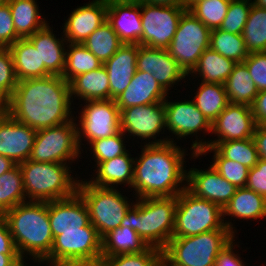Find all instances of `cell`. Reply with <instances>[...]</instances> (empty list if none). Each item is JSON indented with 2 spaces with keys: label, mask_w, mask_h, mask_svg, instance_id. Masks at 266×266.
Masks as SVG:
<instances>
[{
  "label": "cell",
  "mask_w": 266,
  "mask_h": 266,
  "mask_svg": "<svg viewBox=\"0 0 266 266\" xmlns=\"http://www.w3.org/2000/svg\"><path fill=\"white\" fill-rule=\"evenodd\" d=\"M173 140L167 137L142 146L140 157L135 158L132 182L138 198L178 196L186 189L182 183L187 179V154Z\"/></svg>",
  "instance_id": "7a4b0ae2"
},
{
  "label": "cell",
  "mask_w": 266,
  "mask_h": 266,
  "mask_svg": "<svg viewBox=\"0 0 266 266\" xmlns=\"http://www.w3.org/2000/svg\"><path fill=\"white\" fill-rule=\"evenodd\" d=\"M258 91L266 90V52H252L243 61Z\"/></svg>",
  "instance_id": "7dc6e473"
},
{
  "label": "cell",
  "mask_w": 266,
  "mask_h": 266,
  "mask_svg": "<svg viewBox=\"0 0 266 266\" xmlns=\"http://www.w3.org/2000/svg\"><path fill=\"white\" fill-rule=\"evenodd\" d=\"M245 187L266 199V160L259 158L257 164L249 169Z\"/></svg>",
  "instance_id": "681fc988"
},
{
  "label": "cell",
  "mask_w": 266,
  "mask_h": 266,
  "mask_svg": "<svg viewBox=\"0 0 266 266\" xmlns=\"http://www.w3.org/2000/svg\"><path fill=\"white\" fill-rule=\"evenodd\" d=\"M6 47L3 45V44H1L0 43V52L2 51V50H4Z\"/></svg>",
  "instance_id": "be15d7a7"
},
{
  "label": "cell",
  "mask_w": 266,
  "mask_h": 266,
  "mask_svg": "<svg viewBox=\"0 0 266 266\" xmlns=\"http://www.w3.org/2000/svg\"><path fill=\"white\" fill-rule=\"evenodd\" d=\"M251 110L257 125H266V90L256 95Z\"/></svg>",
  "instance_id": "f5cc1de1"
},
{
  "label": "cell",
  "mask_w": 266,
  "mask_h": 266,
  "mask_svg": "<svg viewBox=\"0 0 266 266\" xmlns=\"http://www.w3.org/2000/svg\"><path fill=\"white\" fill-rule=\"evenodd\" d=\"M19 255H31L34 262L44 263L50 254L54 237L48 217V202L26 201L3 215ZM26 255H25V254ZM25 255V256H24Z\"/></svg>",
  "instance_id": "3957f363"
},
{
  "label": "cell",
  "mask_w": 266,
  "mask_h": 266,
  "mask_svg": "<svg viewBox=\"0 0 266 266\" xmlns=\"http://www.w3.org/2000/svg\"><path fill=\"white\" fill-rule=\"evenodd\" d=\"M65 68L62 77L70 82L79 74L93 71L103 66L102 62L84 45L68 43L66 46Z\"/></svg>",
  "instance_id": "e575fe53"
},
{
  "label": "cell",
  "mask_w": 266,
  "mask_h": 266,
  "mask_svg": "<svg viewBox=\"0 0 266 266\" xmlns=\"http://www.w3.org/2000/svg\"><path fill=\"white\" fill-rule=\"evenodd\" d=\"M16 164L8 157L0 155V176L12 169Z\"/></svg>",
  "instance_id": "6f0895ef"
},
{
  "label": "cell",
  "mask_w": 266,
  "mask_h": 266,
  "mask_svg": "<svg viewBox=\"0 0 266 266\" xmlns=\"http://www.w3.org/2000/svg\"><path fill=\"white\" fill-rule=\"evenodd\" d=\"M102 257V239L90 223L80 230L61 231L43 260L50 266H96Z\"/></svg>",
  "instance_id": "52a82bcc"
},
{
  "label": "cell",
  "mask_w": 266,
  "mask_h": 266,
  "mask_svg": "<svg viewBox=\"0 0 266 266\" xmlns=\"http://www.w3.org/2000/svg\"><path fill=\"white\" fill-rule=\"evenodd\" d=\"M129 151L111 160L97 164L96 177L88 182L97 187L115 188L127 184L132 188L135 159L130 157ZM116 185V186H115Z\"/></svg>",
  "instance_id": "484cf974"
},
{
  "label": "cell",
  "mask_w": 266,
  "mask_h": 266,
  "mask_svg": "<svg viewBox=\"0 0 266 266\" xmlns=\"http://www.w3.org/2000/svg\"><path fill=\"white\" fill-rule=\"evenodd\" d=\"M235 242L228 244L224 250L218 255L215 266H245L239 254H235L233 249ZM234 245V246H233Z\"/></svg>",
  "instance_id": "816d5d0a"
},
{
  "label": "cell",
  "mask_w": 266,
  "mask_h": 266,
  "mask_svg": "<svg viewBox=\"0 0 266 266\" xmlns=\"http://www.w3.org/2000/svg\"><path fill=\"white\" fill-rule=\"evenodd\" d=\"M238 219H266V199L246 187L237 188L230 202L223 209V216Z\"/></svg>",
  "instance_id": "f1b7e54d"
},
{
  "label": "cell",
  "mask_w": 266,
  "mask_h": 266,
  "mask_svg": "<svg viewBox=\"0 0 266 266\" xmlns=\"http://www.w3.org/2000/svg\"><path fill=\"white\" fill-rule=\"evenodd\" d=\"M214 153L212 167L228 182L233 184L236 188H243L246 186L249 169L247 166L231 159L224 158L214 147H205L200 155H205L207 152Z\"/></svg>",
  "instance_id": "60d3db41"
},
{
  "label": "cell",
  "mask_w": 266,
  "mask_h": 266,
  "mask_svg": "<svg viewBox=\"0 0 266 266\" xmlns=\"http://www.w3.org/2000/svg\"><path fill=\"white\" fill-rule=\"evenodd\" d=\"M224 86L228 101L231 104H245L251 106L256 95L259 93L247 66L243 62L237 63L234 66Z\"/></svg>",
  "instance_id": "d6a6232c"
},
{
  "label": "cell",
  "mask_w": 266,
  "mask_h": 266,
  "mask_svg": "<svg viewBox=\"0 0 266 266\" xmlns=\"http://www.w3.org/2000/svg\"><path fill=\"white\" fill-rule=\"evenodd\" d=\"M186 189L194 196L219 205L222 209L230 202L237 188L223 178L211 165L204 171H187Z\"/></svg>",
  "instance_id": "ac0fdd59"
},
{
  "label": "cell",
  "mask_w": 266,
  "mask_h": 266,
  "mask_svg": "<svg viewBox=\"0 0 266 266\" xmlns=\"http://www.w3.org/2000/svg\"><path fill=\"white\" fill-rule=\"evenodd\" d=\"M107 20V0H93L74 9L64 23L63 33L68 43L82 44Z\"/></svg>",
  "instance_id": "44dd1931"
},
{
  "label": "cell",
  "mask_w": 266,
  "mask_h": 266,
  "mask_svg": "<svg viewBox=\"0 0 266 266\" xmlns=\"http://www.w3.org/2000/svg\"><path fill=\"white\" fill-rule=\"evenodd\" d=\"M136 70L152 74L167 93L172 85H176L187 76L167 49L139 44Z\"/></svg>",
  "instance_id": "e0dca14e"
},
{
  "label": "cell",
  "mask_w": 266,
  "mask_h": 266,
  "mask_svg": "<svg viewBox=\"0 0 266 266\" xmlns=\"http://www.w3.org/2000/svg\"><path fill=\"white\" fill-rule=\"evenodd\" d=\"M74 120L37 130L29 160L69 164L67 160L71 162L80 157L82 149L78 144L77 122Z\"/></svg>",
  "instance_id": "8fae6325"
},
{
  "label": "cell",
  "mask_w": 266,
  "mask_h": 266,
  "mask_svg": "<svg viewBox=\"0 0 266 266\" xmlns=\"http://www.w3.org/2000/svg\"><path fill=\"white\" fill-rule=\"evenodd\" d=\"M186 10V7L140 2L143 32L138 44L167 49Z\"/></svg>",
  "instance_id": "4fadbf2b"
},
{
  "label": "cell",
  "mask_w": 266,
  "mask_h": 266,
  "mask_svg": "<svg viewBox=\"0 0 266 266\" xmlns=\"http://www.w3.org/2000/svg\"><path fill=\"white\" fill-rule=\"evenodd\" d=\"M10 0H0V5L7 4Z\"/></svg>",
  "instance_id": "6125c7cd"
},
{
  "label": "cell",
  "mask_w": 266,
  "mask_h": 266,
  "mask_svg": "<svg viewBox=\"0 0 266 266\" xmlns=\"http://www.w3.org/2000/svg\"><path fill=\"white\" fill-rule=\"evenodd\" d=\"M231 0H204L194 4L189 11L210 30L218 29L225 18Z\"/></svg>",
  "instance_id": "b9f144b4"
},
{
  "label": "cell",
  "mask_w": 266,
  "mask_h": 266,
  "mask_svg": "<svg viewBox=\"0 0 266 266\" xmlns=\"http://www.w3.org/2000/svg\"><path fill=\"white\" fill-rule=\"evenodd\" d=\"M18 39L9 4L0 5V43L8 48Z\"/></svg>",
  "instance_id": "c3c4849f"
},
{
  "label": "cell",
  "mask_w": 266,
  "mask_h": 266,
  "mask_svg": "<svg viewBox=\"0 0 266 266\" xmlns=\"http://www.w3.org/2000/svg\"><path fill=\"white\" fill-rule=\"evenodd\" d=\"M120 192L115 188L97 187L87 180H79L77 193L85 201L90 222L101 238L120 227L127 211L133 205Z\"/></svg>",
  "instance_id": "9c48e42d"
},
{
  "label": "cell",
  "mask_w": 266,
  "mask_h": 266,
  "mask_svg": "<svg viewBox=\"0 0 266 266\" xmlns=\"http://www.w3.org/2000/svg\"><path fill=\"white\" fill-rule=\"evenodd\" d=\"M210 33L211 30L189 10L182 14L167 51L187 77L202 53L210 47Z\"/></svg>",
  "instance_id": "30bf717a"
},
{
  "label": "cell",
  "mask_w": 266,
  "mask_h": 266,
  "mask_svg": "<svg viewBox=\"0 0 266 266\" xmlns=\"http://www.w3.org/2000/svg\"><path fill=\"white\" fill-rule=\"evenodd\" d=\"M199 1H204V0H187L186 9L189 10L194 4L198 3Z\"/></svg>",
  "instance_id": "94428289"
},
{
  "label": "cell",
  "mask_w": 266,
  "mask_h": 266,
  "mask_svg": "<svg viewBox=\"0 0 266 266\" xmlns=\"http://www.w3.org/2000/svg\"><path fill=\"white\" fill-rule=\"evenodd\" d=\"M18 81L52 75L40 62L39 51L28 38H20L8 47Z\"/></svg>",
  "instance_id": "4316f807"
},
{
  "label": "cell",
  "mask_w": 266,
  "mask_h": 266,
  "mask_svg": "<svg viewBox=\"0 0 266 266\" xmlns=\"http://www.w3.org/2000/svg\"><path fill=\"white\" fill-rule=\"evenodd\" d=\"M48 217L54 238L61 231L80 230L91 223L86 203L78 193L66 199L48 201Z\"/></svg>",
  "instance_id": "7402d4cb"
},
{
  "label": "cell",
  "mask_w": 266,
  "mask_h": 266,
  "mask_svg": "<svg viewBox=\"0 0 266 266\" xmlns=\"http://www.w3.org/2000/svg\"><path fill=\"white\" fill-rule=\"evenodd\" d=\"M70 165L27 160L19 164L24 192L29 201H54L77 193L79 180L71 174ZM70 168V170H69Z\"/></svg>",
  "instance_id": "5b68a950"
},
{
  "label": "cell",
  "mask_w": 266,
  "mask_h": 266,
  "mask_svg": "<svg viewBox=\"0 0 266 266\" xmlns=\"http://www.w3.org/2000/svg\"><path fill=\"white\" fill-rule=\"evenodd\" d=\"M214 148L224 157L248 168L258 162V152L253 138L218 142Z\"/></svg>",
  "instance_id": "ab89813d"
},
{
  "label": "cell",
  "mask_w": 266,
  "mask_h": 266,
  "mask_svg": "<svg viewBox=\"0 0 266 266\" xmlns=\"http://www.w3.org/2000/svg\"><path fill=\"white\" fill-rule=\"evenodd\" d=\"M37 130L0 110V155L19 165L29 159Z\"/></svg>",
  "instance_id": "2e32d148"
},
{
  "label": "cell",
  "mask_w": 266,
  "mask_h": 266,
  "mask_svg": "<svg viewBox=\"0 0 266 266\" xmlns=\"http://www.w3.org/2000/svg\"><path fill=\"white\" fill-rule=\"evenodd\" d=\"M82 45L104 64L118 51L123 43L106 20L104 24L86 38Z\"/></svg>",
  "instance_id": "d590c367"
},
{
  "label": "cell",
  "mask_w": 266,
  "mask_h": 266,
  "mask_svg": "<svg viewBox=\"0 0 266 266\" xmlns=\"http://www.w3.org/2000/svg\"><path fill=\"white\" fill-rule=\"evenodd\" d=\"M252 4H254L257 7L266 9V0H254Z\"/></svg>",
  "instance_id": "91938a15"
},
{
  "label": "cell",
  "mask_w": 266,
  "mask_h": 266,
  "mask_svg": "<svg viewBox=\"0 0 266 266\" xmlns=\"http://www.w3.org/2000/svg\"><path fill=\"white\" fill-rule=\"evenodd\" d=\"M253 139L257 148L258 157L266 160V125H257Z\"/></svg>",
  "instance_id": "db71d44e"
},
{
  "label": "cell",
  "mask_w": 266,
  "mask_h": 266,
  "mask_svg": "<svg viewBox=\"0 0 266 266\" xmlns=\"http://www.w3.org/2000/svg\"><path fill=\"white\" fill-rule=\"evenodd\" d=\"M138 44H123L103 66L108 72L110 99L122 94L136 72Z\"/></svg>",
  "instance_id": "cb8c5ba5"
},
{
  "label": "cell",
  "mask_w": 266,
  "mask_h": 266,
  "mask_svg": "<svg viewBox=\"0 0 266 266\" xmlns=\"http://www.w3.org/2000/svg\"><path fill=\"white\" fill-rule=\"evenodd\" d=\"M159 266H183L181 264L175 263L164 251H162Z\"/></svg>",
  "instance_id": "680465c9"
},
{
  "label": "cell",
  "mask_w": 266,
  "mask_h": 266,
  "mask_svg": "<svg viewBox=\"0 0 266 266\" xmlns=\"http://www.w3.org/2000/svg\"><path fill=\"white\" fill-rule=\"evenodd\" d=\"M107 22L123 44L140 42L143 27L138 0H107Z\"/></svg>",
  "instance_id": "d6986e66"
},
{
  "label": "cell",
  "mask_w": 266,
  "mask_h": 266,
  "mask_svg": "<svg viewBox=\"0 0 266 266\" xmlns=\"http://www.w3.org/2000/svg\"><path fill=\"white\" fill-rule=\"evenodd\" d=\"M162 251L150 246L142 253L102 256L96 266H159Z\"/></svg>",
  "instance_id": "7bdbcfd3"
},
{
  "label": "cell",
  "mask_w": 266,
  "mask_h": 266,
  "mask_svg": "<svg viewBox=\"0 0 266 266\" xmlns=\"http://www.w3.org/2000/svg\"><path fill=\"white\" fill-rule=\"evenodd\" d=\"M69 85L71 99L75 95L74 98L78 97L84 101L110 100L108 72L104 66L77 75L69 82Z\"/></svg>",
  "instance_id": "83f0119b"
},
{
  "label": "cell",
  "mask_w": 266,
  "mask_h": 266,
  "mask_svg": "<svg viewBox=\"0 0 266 266\" xmlns=\"http://www.w3.org/2000/svg\"><path fill=\"white\" fill-rule=\"evenodd\" d=\"M223 218V209L219 205L184 189L177 196L172 237H191L218 229H229L234 234L233 224L229 220L224 222Z\"/></svg>",
  "instance_id": "8992f818"
},
{
  "label": "cell",
  "mask_w": 266,
  "mask_h": 266,
  "mask_svg": "<svg viewBox=\"0 0 266 266\" xmlns=\"http://www.w3.org/2000/svg\"><path fill=\"white\" fill-rule=\"evenodd\" d=\"M37 51L40 62L52 74L62 76L65 68L66 49L68 42L65 38L57 39L49 23L28 37Z\"/></svg>",
  "instance_id": "d4e9b609"
},
{
  "label": "cell",
  "mask_w": 266,
  "mask_h": 266,
  "mask_svg": "<svg viewBox=\"0 0 266 266\" xmlns=\"http://www.w3.org/2000/svg\"><path fill=\"white\" fill-rule=\"evenodd\" d=\"M256 126L251 106L229 103L212 123L211 133L216 134L218 139L200 141L197 138L191 146V155L197 158L201 156V150L205 147H214L218 142L253 138Z\"/></svg>",
  "instance_id": "7c38bea8"
},
{
  "label": "cell",
  "mask_w": 266,
  "mask_h": 266,
  "mask_svg": "<svg viewBox=\"0 0 266 266\" xmlns=\"http://www.w3.org/2000/svg\"><path fill=\"white\" fill-rule=\"evenodd\" d=\"M198 88L192 101L203 115L213 123L229 104L225 86L224 84L201 81Z\"/></svg>",
  "instance_id": "836d02e7"
},
{
  "label": "cell",
  "mask_w": 266,
  "mask_h": 266,
  "mask_svg": "<svg viewBox=\"0 0 266 266\" xmlns=\"http://www.w3.org/2000/svg\"><path fill=\"white\" fill-rule=\"evenodd\" d=\"M236 64L235 61L225 58L209 47L199 57L191 73L200 75L202 82L224 84Z\"/></svg>",
  "instance_id": "1f68e13d"
},
{
  "label": "cell",
  "mask_w": 266,
  "mask_h": 266,
  "mask_svg": "<svg viewBox=\"0 0 266 266\" xmlns=\"http://www.w3.org/2000/svg\"><path fill=\"white\" fill-rule=\"evenodd\" d=\"M21 256H9L0 253V266H26Z\"/></svg>",
  "instance_id": "11a10c76"
},
{
  "label": "cell",
  "mask_w": 266,
  "mask_h": 266,
  "mask_svg": "<svg viewBox=\"0 0 266 266\" xmlns=\"http://www.w3.org/2000/svg\"><path fill=\"white\" fill-rule=\"evenodd\" d=\"M138 1L143 3H151L158 5L186 7L187 0H138Z\"/></svg>",
  "instance_id": "9f6ffc18"
},
{
  "label": "cell",
  "mask_w": 266,
  "mask_h": 266,
  "mask_svg": "<svg viewBox=\"0 0 266 266\" xmlns=\"http://www.w3.org/2000/svg\"><path fill=\"white\" fill-rule=\"evenodd\" d=\"M251 5L252 0H231L219 29L233 34H242Z\"/></svg>",
  "instance_id": "bcb514c9"
},
{
  "label": "cell",
  "mask_w": 266,
  "mask_h": 266,
  "mask_svg": "<svg viewBox=\"0 0 266 266\" xmlns=\"http://www.w3.org/2000/svg\"><path fill=\"white\" fill-rule=\"evenodd\" d=\"M0 253L9 256H20L3 216H0Z\"/></svg>",
  "instance_id": "f907efd6"
},
{
  "label": "cell",
  "mask_w": 266,
  "mask_h": 266,
  "mask_svg": "<svg viewBox=\"0 0 266 266\" xmlns=\"http://www.w3.org/2000/svg\"><path fill=\"white\" fill-rule=\"evenodd\" d=\"M242 35L249 53L266 52V9L251 5Z\"/></svg>",
  "instance_id": "74e56055"
},
{
  "label": "cell",
  "mask_w": 266,
  "mask_h": 266,
  "mask_svg": "<svg viewBox=\"0 0 266 266\" xmlns=\"http://www.w3.org/2000/svg\"><path fill=\"white\" fill-rule=\"evenodd\" d=\"M26 201L22 172L16 164L0 176V216Z\"/></svg>",
  "instance_id": "8d00e7d4"
},
{
  "label": "cell",
  "mask_w": 266,
  "mask_h": 266,
  "mask_svg": "<svg viewBox=\"0 0 266 266\" xmlns=\"http://www.w3.org/2000/svg\"><path fill=\"white\" fill-rule=\"evenodd\" d=\"M177 196L137 198L120 227L135 230L144 241L163 250L173 236Z\"/></svg>",
  "instance_id": "277c9868"
},
{
  "label": "cell",
  "mask_w": 266,
  "mask_h": 266,
  "mask_svg": "<svg viewBox=\"0 0 266 266\" xmlns=\"http://www.w3.org/2000/svg\"><path fill=\"white\" fill-rule=\"evenodd\" d=\"M124 135L125 134L120 131L111 137L94 140L89 144L91 145L96 165L100 162L121 156L128 151L125 146Z\"/></svg>",
  "instance_id": "f6af8a7d"
},
{
  "label": "cell",
  "mask_w": 266,
  "mask_h": 266,
  "mask_svg": "<svg viewBox=\"0 0 266 266\" xmlns=\"http://www.w3.org/2000/svg\"><path fill=\"white\" fill-rule=\"evenodd\" d=\"M166 111V129L181 139L197 135L199 131H212V123L203 115L192 100L164 101Z\"/></svg>",
  "instance_id": "ffe728a7"
},
{
  "label": "cell",
  "mask_w": 266,
  "mask_h": 266,
  "mask_svg": "<svg viewBox=\"0 0 266 266\" xmlns=\"http://www.w3.org/2000/svg\"><path fill=\"white\" fill-rule=\"evenodd\" d=\"M77 125L78 144L84 145L83 138L89 144L98 139L111 137L120 129V109L115 100L85 101ZM81 127V128H80ZM82 138V139H81Z\"/></svg>",
  "instance_id": "5bb4252c"
},
{
  "label": "cell",
  "mask_w": 266,
  "mask_h": 266,
  "mask_svg": "<svg viewBox=\"0 0 266 266\" xmlns=\"http://www.w3.org/2000/svg\"><path fill=\"white\" fill-rule=\"evenodd\" d=\"M210 48L236 63H242L249 55L242 34L229 33L219 28L211 30Z\"/></svg>",
  "instance_id": "f35d334b"
},
{
  "label": "cell",
  "mask_w": 266,
  "mask_h": 266,
  "mask_svg": "<svg viewBox=\"0 0 266 266\" xmlns=\"http://www.w3.org/2000/svg\"><path fill=\"white\" fill-rule=\"evenodd\" d=\"M167 94L152 74L136 70L131 83L115 102L118 108L123 110L131 106L165 101L169 97Z\"/></svg>",
  "instance_id": "603a6c76"
},
{
  "label": "cell",
  "mask_w": 266,
  "mask_h": 266,
  "mask_svg": "<svg viewBox=\"0 0 266 266\" xmlns=\"http://www.w3.org/2000/svg\"><path fill=\"white\" fill-rule=\"evenodd\" d=\"M120 129L137 139H156V134L166 129L164 101L120 110Z\"/></svg>",
  "instance_id": "9a60e30c"
},
{
  "label": "cell",
  "mask_w": 266,
  "mask_h": 266,
  "mask_svg": "<svg viewBox=\"0 0 266 266\" xmlns=\"http://www.w3.org/2000/svg\"><path fill=\"white\" fill-rule=\"evenodd\" d=\"M102 256L142 253L150 246L132 228L117 227L102 238Z\"/></svg>",
  "instance_id": "4dcf8cb0"
},
{
  "label": "cell",
  "mask_w": 266,
  "mask_h": 266,
  "mask_svg": "<svg viewBox=\"0 0 266 266\" xmlns=\"http://www.w3.org/2000/svg\"><path fill=\"white\" fill-rule=\"evenodd\" d=\"M229 229H218L191 237H172L163 251L183 266H215L218 255L234 240Z\"/></svg>",
  "instance_id": "ba28073f"
},
{
  "label": "cell",
  "mask_w": 266,
  "mask_h": 266,
  "mask_svg": "<svg viewBox=\"0 0 266 266\" xmlns=\"http://www.w3.org/2000/svg\"><path fill=\"white\" fill-rule=\"evenodd\" d=\"M17 83L11 52L5 48L0 52V110L9 105Z\"/></svg>",
  "instance_id": "ee69618b"
},
{
  "label": "cell",
  "mask_w": 266,
  "mask_h": 266,
  "mask_svg": "<svg viewBox=\"0 0 266 266\" xmlns=\"http://www.w3.org/2000/svg\"><path fill=\"white\" fill-rule=\"evenodd\" d=\"M8 4L19 38H28L48 24L35 0H10Z\"/></svg>",
  "instance_id": "f546056e"
},
{
  "label": "cell",
  "mask_w": 266,
  "mask_h": 266,
  "mask_svg": "<svg viewBox=\"0 0 266 266\" xmlns=\"http://www.w3.org/2000/svg\"><path fill=\"white\" fill-rule=\"evenodd\" d=\"M71 103L69 82L49 75L18 81L4 110L18 122L39 130L71 121Z\"/></svg>",
  "instance_id": "6da1fadb"
}]
</instances>
